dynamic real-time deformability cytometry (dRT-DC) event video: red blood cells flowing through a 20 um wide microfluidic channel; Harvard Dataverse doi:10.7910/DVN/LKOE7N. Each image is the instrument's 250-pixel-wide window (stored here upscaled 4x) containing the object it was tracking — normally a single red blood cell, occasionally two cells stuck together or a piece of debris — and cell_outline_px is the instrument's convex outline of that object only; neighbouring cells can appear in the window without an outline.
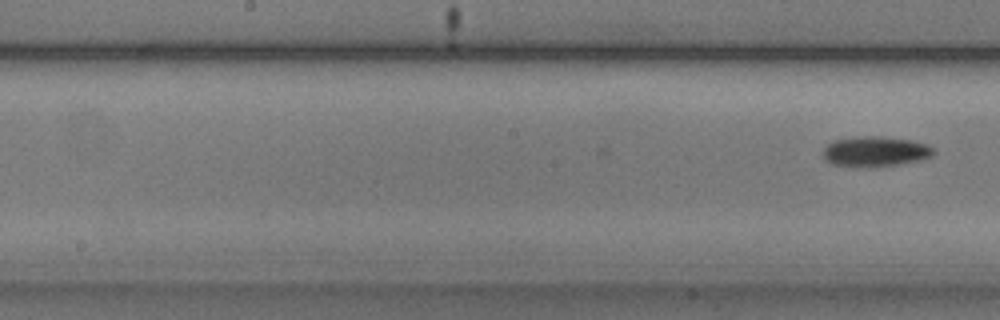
{"species": "common noctule bat (a hibernating species)", "species_latin": "Nyctalus noctula", "temperature_condition": "cold", "stored_images_in_passage": 7, "camera_frame_rate_fps": 3000, "um_per_image_px": 0.085, "animal": {"sex": "male", "body_mass_g": 20.5, "forearm_length_mm": 52.5}, "frame": {"image": 1, "passage_image": 7, "time_ms": 2.0, "image_size_px": [1000, 320], "cell_outline_px": [[936, 152], [932, 156], [920, 160], [896, 164], [832, 164], [824, 156], [824, 148], [832, 140], [860, 136], [872, 136], [912, 140], [928, 144]], "centroid_in_image_um": [74.46, 12.82], "position_along_channel_um": 173.7, "area_um2": 18.44}}